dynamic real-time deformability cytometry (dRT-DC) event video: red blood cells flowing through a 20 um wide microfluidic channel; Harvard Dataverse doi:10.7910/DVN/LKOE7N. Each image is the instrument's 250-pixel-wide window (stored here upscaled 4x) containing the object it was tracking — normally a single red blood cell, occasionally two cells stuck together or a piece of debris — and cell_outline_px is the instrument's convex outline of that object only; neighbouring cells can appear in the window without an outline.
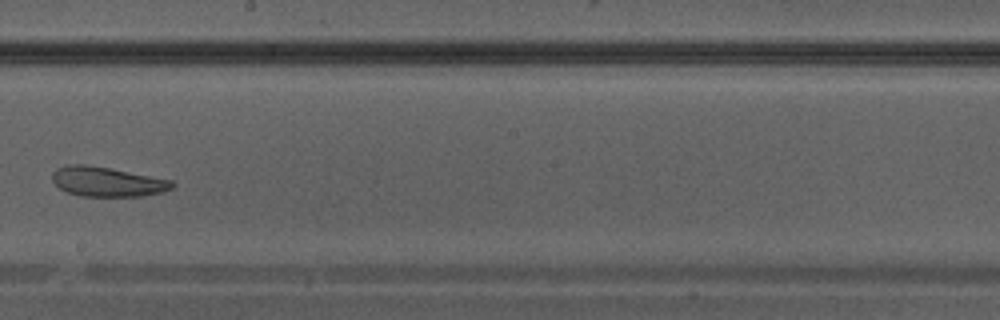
{"species": "Egyptian fruit bat (a non-hibernating species)", "species_latin": "Rousettus aegyptiacus", "temperature_condition": "warm", "stored_images_in_passage": 29, "camera_frame_rate_fps": 3000, "um_per_image_px": 0.085, "animal": {"sex": "male"}, "frame": {"image": 1, "passage_image": 20, "time_ms": 6.333, "image_size_px": [1000, 320], "cell_outline_px": [[176, 184], [172, 188], [164, 192], [140, 196], [80, 196], [68, 192], [60, 188], [52, 180], [52, 172], [56, 168], [68, 164], [84, 164], [108, 168], [172, 180]], "centroid_in_image_um": [9.11, 15.44], "position_along_channel_um": 239.1, "area_um2": 20.63}}